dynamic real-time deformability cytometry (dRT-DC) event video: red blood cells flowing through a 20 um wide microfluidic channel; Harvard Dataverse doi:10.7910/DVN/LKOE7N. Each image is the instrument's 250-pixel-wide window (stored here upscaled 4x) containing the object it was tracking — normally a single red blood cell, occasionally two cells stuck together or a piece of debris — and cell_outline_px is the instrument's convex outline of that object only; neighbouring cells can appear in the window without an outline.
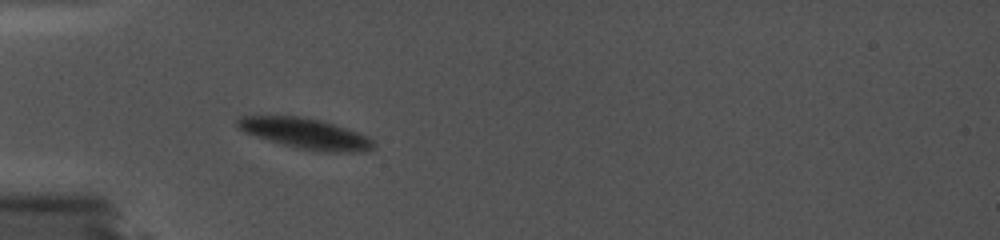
{"species": "common noctule bat (a hibernating species)", "species_latin": "Nyctalus noctula", "temperature_condition": "cold", "stored_images_in_passage": 20, "camera_frame_rate_fps": 5000, "um_per_image_px": 0.085, "animal": {"sex": "female", "body_mass_g": 19.0, "forearm_length_mm": 56.7}, "frame": {"image": 1, "passage_image": 1, "time_ms": 0.0, "image_size_px": [1000, 240], "cell_outline_px": [[376, 148], [368, 152], [320, 152], [292, 148], [244, 132], [236, 124], [236, 120], [240, 116], [296, 116], [316, 120], [332, 124], [356, 132], [372, 140], [376, 144]], "centroid_in_image_um": [25.97, 11.39], "position_along_channel_um": 59.0, "area_um2": 24.16}}
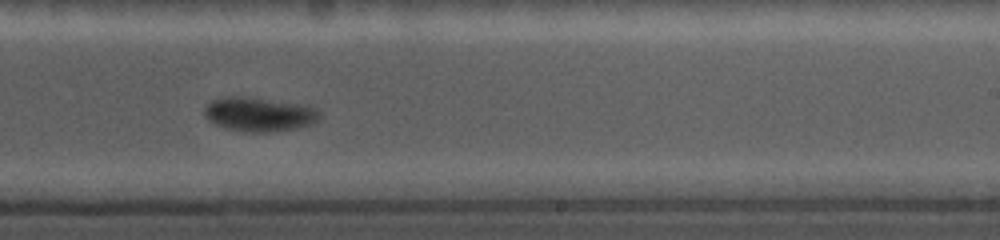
{"frame": {"image": 2, "passage_image": 11, "time_ms": 2.0, "image_size_px": [1000, 240], "cell_outline_px": [[320, 116], [312, 124], [296, 128], [268, 132], [248, 132], [224, 128], [208, 120], [204, 116], [204, 108], [212, 100], [224, 96], [248, 96], [300, 104], [316, 108]], "centroid_in_image_um": [21.98, 9.7], "position_along_channel_um": 267.0, "area_um2": 22.95}}
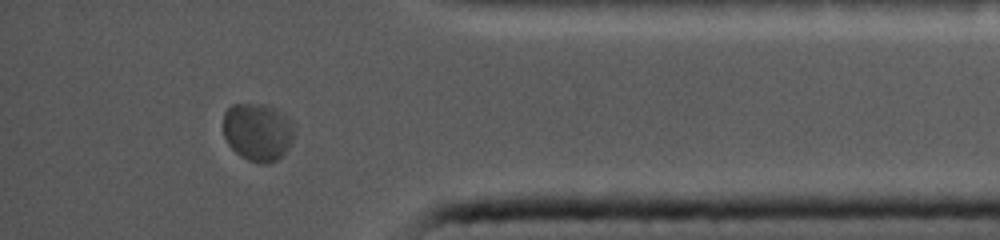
{"frame": {"image": 3, "passage_image": 18, "time_ms": 3.4, "image_size_px": [1000, 240], "cell_outline_px": [[292, 140], [288, 148], [276, 160], [268, 164], [260, 164], [248, 160], [240, 156], [228, 144], [224, 136], [224, 112], [232, 104], [260, 104], [276, 108], [288, 116], [292, 124]], "centroid_in_image_um": [21.89, 11.21], "position_along_channel_um": 413.3, "area_um2": 23.87}}